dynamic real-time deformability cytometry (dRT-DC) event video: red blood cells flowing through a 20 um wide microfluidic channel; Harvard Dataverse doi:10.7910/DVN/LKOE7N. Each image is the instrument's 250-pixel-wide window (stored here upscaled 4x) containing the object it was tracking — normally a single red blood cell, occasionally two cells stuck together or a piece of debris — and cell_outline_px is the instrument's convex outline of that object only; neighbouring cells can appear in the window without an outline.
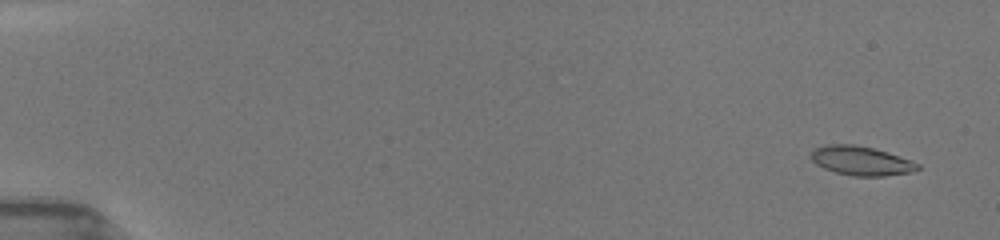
{"species": "common noctule bat (a hibernating species)", "species_latin": "Nyctalus noctula", "temperature_condition": "room temperature", "stored_images_in_passage": 34, "camera_frame_rate_fps": 3000, "um_per_image_px": 0.085, "animal": {"sex": "female", "body_mass_g": 19.5, "forearm_length_mm": 54.1}, "frame": {"image": 1, "passage_image": 3, "time_ms": 0.333, "image_size_px": [1000, 240], "cell_outline_px": [[920, 168], [912, 172], [884, 176], [852, 176], [836, 172], [824, 168], [816, 164], [812, 160], [812, 152], [816, 148], [828, 144], [856, 144], [888, 152], [920, 164]], "centroid_in_image_um": [73.21, 13.67], "position_along_channel_um": 11.8, "area_um2": 17.98}}
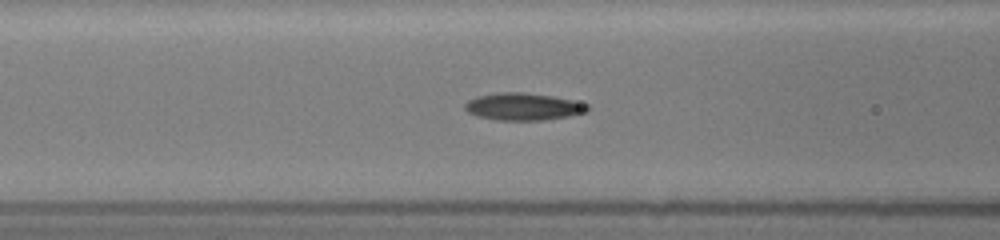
{"frame": {"image": 2, "passage_image": 20, "time_ms": 7.0, "image_size_px": [1000, 240], "cell_outline_px": [[588, 112], [568, 116], [544, 120], [496, 120], [476, 116], [468, 112], [464, 108], [464, 104], [468, 100], [476, 96], [496, 92], [524, 92], [552, 96], [572, 100], [588, 104]], "centroid_in_image_um": [44.44, 9.06], "position_along_channel_um": 122.2, "area_um2": 19.59}}
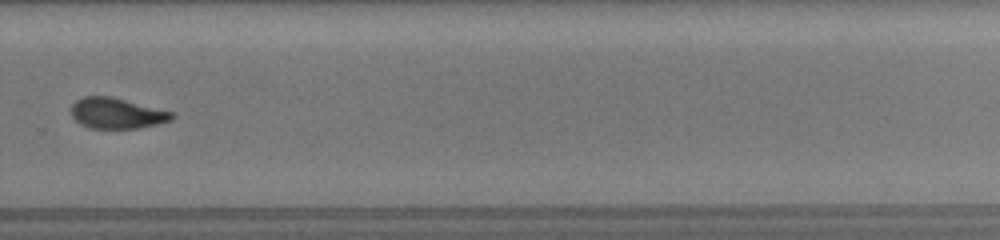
{"frame": {"image": 3, "passage_image": 34, "time_ms": 12.0, "image_size_px": [1000, 240], "cell_outline_px": [[176, 116], [172, 120], [140, 128], [88, 128], [80, 124], [72, 116], [72, 104], [76, 100], [84, 96], [112, 96], [176, 112]], "centroid_in_image_um": [9.98, 9.62], "position_along_channel_um": 319.8, "area_um2": 18.26}}